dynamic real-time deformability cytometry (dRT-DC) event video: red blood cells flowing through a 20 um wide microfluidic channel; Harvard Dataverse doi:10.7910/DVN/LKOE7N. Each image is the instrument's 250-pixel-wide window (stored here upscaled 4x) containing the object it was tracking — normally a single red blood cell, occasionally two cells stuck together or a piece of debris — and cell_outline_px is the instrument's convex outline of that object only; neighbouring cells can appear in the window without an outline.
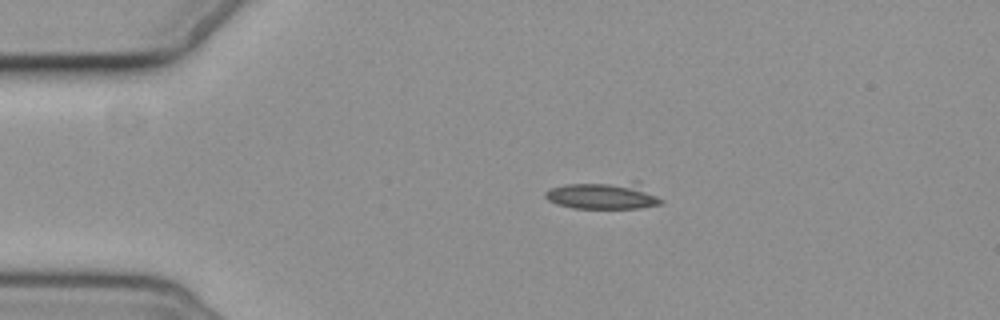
{"species": "common noctule bat (a hibernating species)", "species_latin": "Nyctalus noctula", "temperature_condition": "cold", "stored_images_in_passage": 4, "camera_frame_rate_fps": 3000, "um_per_image_px": 0.085, "animal": {"sex": "female", "body_mass_g": 19.3, "forearm_length_mm": 54.1}, "frame": {"image": 1, "passage_image": 1, "time_ms": 0.0, "image_size_px": [1000, 320], "cell_outline_px": [[664, 204], [640, 208], [572, 208], [556, 204], [548, 200], [544, 196], [544, 192], [552, 188], [568, 184], [632, 180], [640, 180], [664, 200]], "centroid_in_image_um": [51.4, 16.59], "position_along_channel_um": 33.6, "area_um2": 19.13}}